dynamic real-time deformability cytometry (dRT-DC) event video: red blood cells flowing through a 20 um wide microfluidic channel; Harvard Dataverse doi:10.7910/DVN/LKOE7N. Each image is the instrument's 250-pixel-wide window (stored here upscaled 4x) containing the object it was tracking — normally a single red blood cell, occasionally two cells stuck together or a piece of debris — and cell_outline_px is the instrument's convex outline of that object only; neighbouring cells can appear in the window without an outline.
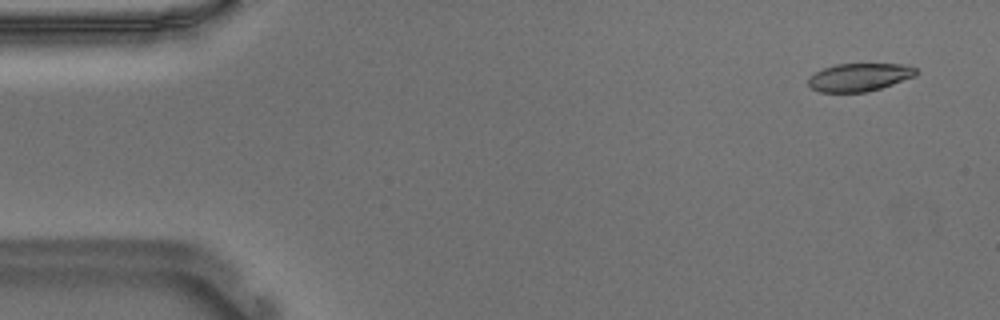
{"species": "Egyptian fruit bat (a non-hibernating species)", "species_latin": "Rousettus aegyptiacus", "temperature_condition": "warm", "stored_images_in_passage": 54, "camera_frame_rate_fps": 3000, "um_per_image_px": 0.085, "animal": {"sex": "male"}, "frame": {"image": 1, "passage_image": 3, "time_ms": 0.667, "image_size_px": [1000, 320], "cell_outline_px": [[916, 76], [868, 92], [820, 92], [812, 88], [808, 84], [808, 76], [824, 68], [836, 64], [900, 64], [916, 68]], "centroid_in_image_um": [73.01, 6.57], "position_along_channel_um": 12.0, "area_um2": 17.46}}
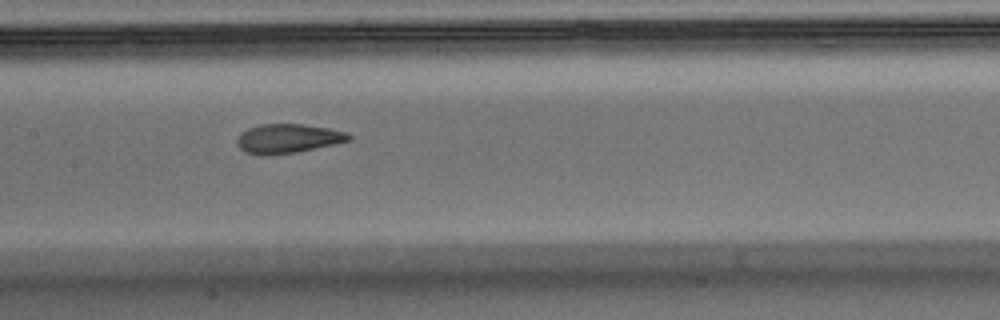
{"frame": {"image": 2, "passage_image": 26, "time_ms": 8.333, "image_size_px": [1000, 320], "cell_outline_px": [[352, 140], [336, 144], [296, 152], [264, 156], [260, 156], [244, 152], [236, 144], [236, 136], [240, 132], [248, 128], [260, 124], [300, 124], [328, 128], [348, 132], [352, 136]], "centroid_in_image_um": [24.44, 11.78], "position_along_channel_um": 183.0, "area_um2": 19.36}}
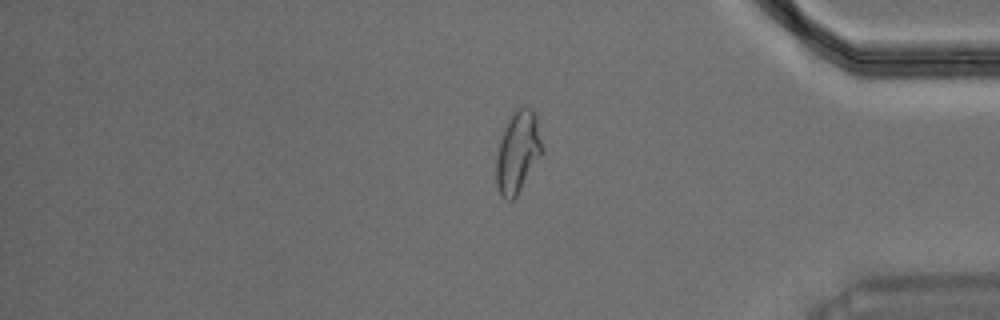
{"frame": {"image": 3, "passage_image": 45, "time_ms": 14.667, "image_size_px": [1000, 320], "cell_outline_px": [[544, 152], [516, 196], [512, 200], [504, 200], [500, 196], [496, 188], [496, 156], [504, 124], [516, 108], [524, 104], [532, 108], [536, 116], [544, 148]], "centroid_in_image_um": [44.01, 12.89], "position_along_channel_um": 391.2, "area_um2": 22.48}, "authors_computed_cell_mechanics": {"area_um2": 19.363, "velocity_mm_per_s": 3.6845, "shape_relaxation_time_tau1_ms": 6.4581, "shape_relaxation_time_tau2_ms": 1.6262, "deformation_change_tau1": 0.2186, "deformation_change_tau2": 0.0876}}